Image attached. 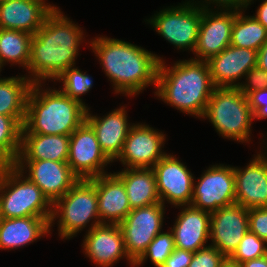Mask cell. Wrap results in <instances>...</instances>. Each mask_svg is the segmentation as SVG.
<instances>
[{
    "label": "cell",
    "mask_w": 267,
    "mask_h": 267,
    "mask_svg": "<svg viewBox=\"0 0 267 267\" xmlns=\"http://www.w3.org/2000/svg\"><path fill=\"white\" fill-rule=\"evenodd\" d=\"M83 35L84 31L56 6L31 39L29 80L32 83L55 81L64 70L76 66Z\"/></svg>",
    "instance_id": "6da1fadb"
},
{
    "label": "cell",
    "mask_w": 267,
    "mask_h": 267,
    "mask_svg": "<svg viewBox=\"0 0 267 267\" xmlns=\"http://www.w3.org/2000/svg\"><path fill=\"white\" fill-rule=\"evenodd\" d=\"M89 44L112 82L115 94L134 97L149 85L156 87L159 63L163 60L157 54L103 35L92 38Z\"/></svg>",
    "instance_id": "7a4b0ae2"
},
{
    "label": "cell",
    "mask_w": 267,
    "mask_h": 267,
    "mask_svg": "<svg viewBox=\"0 0 267 267\" xmlns=\"http://www.w3.org/2000/svg\"><path fill=\"white\" fill-rule=\"evenodd\" d=\"M159 63L155 95L180 112L202 118L216 88L208 62L179 60L171 67Z\"/></svg>",
    "instance_id": "3957f363"
},
{
    "label": "cell",
    "mask_w": 267,
    "mask_h": 267,
    "mask_svg": "<svg viewBox=\"0 0 267 267\" xmlns=\"http://www.w3.org/2000/svg\"><path fill=\"white\" fill-rule=\"evenodd\" d=\"M42 86L32 83L21 134L71 135L86 121L88 108L59 89Z\"/></svg>",
    "instance_id": "277c9868"
},
{
    "label": "cell",
    "mask_w": 267,
    "mask_h": 267,
    "mask_svg": "<svg viewBox=\"0 0 267 267\" xmlns=\"http://www.w3.org/2000/svg\"><path fill=\"white\" fill-rule=\"evenodd\" d=\"M51 216L52 203L35 183L13 164L0 167V218L41 217L50 223Z\"/></svg>",
    "instance_id": "5b68a950"
},
{
    "label": "cell",
    "mask_w": 267,
    "mask_h": 267,
    "mask_svg": "<svg viewBox=\"0 0 267 267\" xmlns=\"http://www.w3.org/2000/svg\"><path fill=\"white\" fill-rule=\"evenodd\" d=\"M202 118H207L224 138L242 143L251 141L254 115L247 96L238 87H216Z\"/></svg>",
    "instance_id": "8992f818"
},
{
    "label": "cell",
    "mask_w": 267,
    "mask_h": 267,
    "mask_svg": "<svg viewBox=\"0 0 267 267\" xmlns=\"http://www.w3.org/2000/svg\"><path fill=\"white\" fill-rule=\"evenodd\" d=\"M56 219L58 234L65 240L81 233L86 226H90L87 230L90 231L101 224L96 187L89 179H80L64 196L52 204L50 231ZM91 220V224L87 225Z\"/></svg>",
    "instance_id": "52a82bcc"
},
{
    "label": "cell",
    "mask_w": 267,
    "mask_h": 267,
    "mask_svg": "<svg viewBox=\"0 0 267 267\" xmlns=\"http://www.w3.org/2000/svg\"><path fill=\"white\" fill-rule=\"evenodd\" d=\"M201 16L202 8L194 0H187L175 7L163 8L146 21L175 48L194 52Z\"/></svg>",
    "instance_id": "ba28073f"
},
{
    "label": "cell",
    "mask_w": 267,
    "mask_h": 267,
    "mask_svg": "<svg viewBox=\"0 0 267 267\" xmlns=\"http://www.w3.org/2000/svg\"><path fill=\"white\" fill-rule=\"evenodd\" d=\"M165 207L160 202L132 209L119 224L126 253L134 263L147 250L153 239L163 230Z\"/></svg>",
    "instance_id": "9c48e42d"
},
{
    "label": "cell",
    "mask_w": 267,
    "mask_h": 267,
    "mask_svg": "<svg viewBox=\"0 0 267 267\" xmlns=\"http://www.w3.org/2000/svg\"><path fill=\"white\" fill-rule=\"evenodd\" d=\"M224 165H212L198 181L193 180L191 205L194 208L213 213L236 203L234 166Z\"/></svg>",
    "instance_id": "30bf717a"
},
{
    "label": "cell",
    "mask_w": 267,
    "mask_h": 267,
    "mask_svg": "<svg viewBox=\"0 0 267 267\" xmlns=\"http://www.w3.org/2000/svg\"><path fill=\"white\" fill-rule=\"evenodd\" d=\"M13 165L22 174H26L25 176L42 190L52 204L80 180L67 162L16 160Z\"/></svg>",
    "instance_id": "8fae6325"
},
{
    "label": "cell",
    "mask_w": 267,
    "mask_h": 267,
    "mask_svg": "<svg viewBox=\"0 0 267 267\" xmlns=\"http://www.w3.org/2000/svg\"><path fill=\"white\" fill-rule=\"evenodd\" d=\"M67 163L80 179L108 173L105 166L112 161L101 150L94 130L86 121L70 135Z\"/></svg>",
    "instance_id": "7c38bea8"
},
{
    "label": "cell",
    "mask_w": 267,
    "mask_h": 267,
    "mask_svg": "<svg viewBox=\"0 0 267 267\" xmlns=\"http://www.w3.org/2000/svg\"><path fill=\"white\" fill-rule=\"evenodd\" d=\"M156 175L157 192L161 203L173 206L191 205L193 174L178 157L166 154L152 168Z\"/></svg>",
    "instance_id": "4fadbf2b"
},
{
    "label": "cell",
    "mask_w": 267,
    "mask_h": 267,
    "mask_svg": "<svg viewBox=\"0 0 267 267\" xmlns=\"http://www.w3.org/2000/svg\"><path fill=\"white\" fill-rule=\"evenodd\" d=\"M166 136L147 124L135 123L124 142L117 158L126 169L153 168L167 153L162 150Z\"/></svg>",
    "instance_id": "5bb4252c"
},
{
    "label": "cell",
    "mask_w": 267,
    "mask_h": 267,
    "mask_svg": "<svg viewBox=\"0 0 267 267\" xmlns=\"http://www.w3.org/2000/svg\"><path fill=\"white\" fill-rule=\"evenodd\" d=\"M248 231L249 209L238 203L219 208L211 213L209 245L229 258Z\"/></svg>",
    "instance_id": "9a60e30c"
},
{
    "label": "cell",
    "mask_w": 267,
    "mask_h": 267,
    "mask_svg": "<svg viewBox=\"0 0 267 267\" xmlns=\"http://www.w3.org/2000/svg\"><path fill=\"white\" fill-rule=\"evenodd\" d=\"M236 18L235 10H206L202 16L198 31V40L192 59L209 61L230 45L231 30Z\"/></svg>",
    "instance_id": "2e32d148"
},
{
    "label": "cell",
    "mask_w": 267,
    "mask_h": 267,
    "mask_svg": "<svg viewBox=\"0 0 267 267\" xmlns=\"http://www.w3.org/2000/svg\"><path fill=\"white\" fill-rule=\"evenodd\" d=\"M82 244L83 252L96 267H112L124 257L134 267V262L126 253L123 234L118 224L95 226L86 232Z\"/></svg>",
    "instance_id": "e0dca14e"
},
{
    "label": "cell",
    "mask_w": 267,
    "mask_h": 267,
    "mask_svg": "<svg viewBox=\"0 0 267 267\" xmlns=\"http://www.w3.org/2000/svg\"><path fill=\"white\" fill-rule=\"evenodd\" d=\"M236 203L250 208L267 207V149L258 152L244 168L234 167Z\"/></svg>",
    "instance_id": "ac0fdd59"
},
{
    "label": "cell",
    "mask_w": 267,
    "mask_h": 267,
    "mask_svg": "<svg viewBox=\"0 0 267 267\" xmlns=\"http://www.w3.org/2000/svg\"><path fill=\"white\" fill-rule=\"evenodd\" d=\"M258 51L229 45L208 62L216 87L237 88L246 73L257 65Z\"/></svg>",
    "instance_id": "d6986e66"
},
{
    "label": "cell",
    "mask_w": 267,
    "mask_h": 267,
    "mask_svg": "<svg viewBox=\"0 0 267 267\" xmlns=\"http://www.w3.org/2000/svg\"><path fill=\"white\" fill-rule=\"evenodd\" d=\"M126 106L113 109L102 117L90 113L87 110L86 122L96 134L101 150L112 161H117L123 150L126 137L134 125L128 122Z\"/></svg>",
    "instance_id": "ffe728a7"
},
{
    "label": "cell",
    "mask_w": 267,
    "mask_h": 267,
    "mask_svg": "<svg viewBox=\"0 0 267 267\" xmlns=\"http://www.w3.org/2000/svg\"><path fill=\"white\" fill-rule=\"evenodd\" d=\"M56 5L45 0H9L0 2V28L34 35Z\"/></svg>",
    "instance_id": "44dd1931"
},
{
    "label": "cell",
    "mask_w": 267,
    "mask_h": 267,
    "mask_svg": "<svg viewBox=\"0 0 267 267\" xmlns=\"http://www.w3.org/2000/svg\"><path fill=\"white\" fill-rule=\"evenodd\" d=\"M182 208L170 230L174 236L175 248L190 252L207 247L210 239L211 213L194 208L192 205Z\"/></svg>",
    "instance_id": "7402d4cb"
},
{
    "label": "cell",
    "mask_w": 267,
    "mask_h": 267,
    "mask_svg": "<svg viewBox=\"0 0 267 267\" xmlns=\"http://www.w3.org/2000/svg\"><path fill=\"white\" fill-rule=\"evenodd\" d=\"M89 180L96 187L101 224L119 225L131 211L122 180L114 172Z\"/></svg>",
    "instance_id": "603a6c76"
},
{
    "label": "cell",
    "mask_w": 267,
    "mask_h": 267,
    "mask_svg": "<svg viewBox=\"0 0 267 267\" xmlns=\"http://www.w3.org/2000/svg\"><path fill=\"white\" fill-rule=\"evenodd\" d=\"M47 234L50 223L45 218H0V250L24 247Z\"/></svg>",
    "instance_id": "cb8c5ba5"
},
{
    "label": "cell",
    "mask_w": 267,
    "mask_h": 267,
    "mask_svg": "<svg viewBox=\"0 0 267 267\" xmlns=\"http://www.w3.org/2000/svg\"><path fill=\"white\" fill-rule=\"evenodd\" d=\"M70 135L21 134L17 160H51L67 162Z\"/></svg>",
    "instance_id": "d4e9b609"
},
{
    "label": "cell",
    "mask_w": 267,
    "mask_h": 267,
    "mask_svg": "<svg viewBox=\"0 0 267 267\" xmlns=\"http://www.w3.org/2000/svg\"><path fill=\"white\" fill-rule=\"evenodd\" d=\"M114 173L124 184L131 210L161 202L152 168H123Z\"/></svg>",
    "instance_id": "484cf974"
},
{
    "label": "cell",
    "mask_w": 267,
    "mask_h": 267,
    "mask_svg": "<svg viewBox=\"0 0 267 267\" xmlns=\"http://www.w3.org/2000/svg\"><path fill=\"white\" fill-rule=\"evenodd\" d=\"M31 86L27 75L0 77V115L14 118L23 127Z\"/></svg>",
    "instance_id": "4316f807"
},
{
    "label": "cell",
    "mask_w": 267,
    "mask_h": 267,
    "mask_svg": "<svg viewBox=\"0 0 267 267\" xmlns=\"http://www.w3.org/2000/svg\"><path fill=\"white\" fill-rule=\"evenodd\" d=\"M32 37L23 31L0 28V70L10 62L11 66L19 64L27 71Z\"/></svg>",
    "instance_id": "83f0119b"
},
{
    "label": "cell",
    "mask_w": 267,
    "mask_h": 267,
    "mask_svg": "<svg viewBox=\"0 0 267 267\" xmlns=\"http://www.w3.org/2000/svg\"><path fill=\"white\" fill-rule=\"evenodd\" d=\"M243 12L245 11H236L230 44L258 51L267 41V29L254 16L244 15Z\"/></svg>",
    "instance_id": "f1b7e54d"
},
{
    "label": "cell",
    "mask_w": 267,
    "mask_h": 267,
    "mask_svg": "<svg viewBox=\"0 0 267 267\" xmlns=\"http://www.w3.org/2000/svg\"><path fill=\"white\" fill-rule=\"evenodd\" d=\"M22 126L12 117L0 115V160L13 164L20 153Z\"/></svg>",
    "instance_id": "f546056e"
},
{
    "label": "cell",
    "mask_w": 267,
    "mask_h": 267,
    "mask_svg": "<svg viewBox=\"0 0 267 267\" xmlns=\"http://www.w3.org/2000/svg\"><path fill=\"white\" fill-rule=\"evenodd\" d=\"M93 78L86 74V72L81 71L78 67H70L67 70H64L54 81L62 82L63 87L61 86L60 91L70 98L77 100L84 104L87 108V104L83 102L81 95H85L90 91L93 86Z\"/></svg>",
    "instance_id": "4dcf8cb0"
},
{
    "label": "cell",
    "mask_w": 267,
    "mask_h": 267,
    "mask_svg": "<svg viewBox=\"0 0 267 267\" xmlns=\"http://www.w3.org/2000/svg\"><path fill=\"white\" fill-rule=\"evenodd\" d=\"M175 249L174 236L171 230H163L148 245L147 250L134 263V267L144 264L149 258L155 267H161Z\"/></svg>",
    "instance_id": "1f68e13d"
},
{
    "label": "cell",
    "mask_w": 267,
    "mask_h": 267,
    "mask_svg": "<svg viewBox=\"0 0 267 267\" xmlns=\"http://www.w3.org/2000/svg\"><path fill=\"white\" fill-rule=\"evenodd\" d=\"M266 254L267 242L249 230L228 260L240 265L243 262L260 258Z\"/></svg>",
    "instance_id": "d6a6232c"
},
{
    "label": "cell",
    "mask_w": 267,
    "mask_h": 267,
    "mask_svg": "<svg viewBox=\"0 0 267 267\" xmlns=\"http://www.w3.org/2000/svg\"><path fill=\"white\" fill-rule=\"evenodd\" d=\"M228 258L214 246L208 245L193 253L188 267H223Z\"/></svg>",
    "instance_id": "836d02e7"
},
{
    "label": "cell",
    "mask_w": 267,
    "mask_h": 267,
    "mask_svg": "<svg viewBox=\"0 0 267 267\" xmlns=\"http://www.w3.org/2000/svg\"><path fill=\"white\" fill-rule=\"evenodd\" d=\"M245 79L238 87L245 96L255 90L267 88V72L257 66L246 73Z\"/></svg>",
    "instance_id": "e575fe53"
},
{
    "label": "cell",
    "mask_w": 267,
    "mask_h": 267,
    "mask_svg": "<svg viewBox=\"0 0 267 267\" xmlns=\"http://www.w3.org/2000/svg\"><path fill=\"white\" fill-rule=\"evenodd\" d=\"M249 230L267 242V207L249 209Z\"/></svg>",
    "instance_id": "d590c367"
},
{
    "label": "cell",
    "mask_w": 267,
    "mask_h": 267,
    "mask_svg": "<svg viewBox=\"0 0 267 267\" xmlns=\"http://www.w3.org/2000/svg\"><path fill=\"white\" fill-rule=\"evenodd\" d=\"M254 119L267 118V88L255 90L247 95Z\"/></svg>",
    "instance_id": "8d00e7d4"
},
{
    "label": "cell",
    "mask_w": 267,
    "mask_h": 267,
    "mask_svg": "<svg viewBox=\"0 0 267 267\" xmlns=\"http://www.w3.org/2000/svg\"><path fill=\"white\" fill-rule=\"evenodd\" d=\"M198 2V3H197ZM195 3L202 9L211 10V4L216 5V9L220 10H247L248 0H202ZM210 6V7H209ZM218 6V7H217ZM221 6V7H220ZM209 7V8H208Z\"/></svg>",
    "instance_id": "74e56055"
},
{
    "label": "cell",
    "mask_w": 267,
    "mask_h": 267,
    "mask_svg": "<svg viewBox=\"0 0 267 267\" xmlns=\"http://www.w3.org/2000/svg\"><path fill=\"white\" fill-rule=\"evenodd\" d=\"M192 257L193 252L175 248L161 267H188Z\"/></svg>",
    "instance_id": "f35d334b"
},
{
    "label": "cell",
    "mask_w": 267,
    "mask_h": 267,
    "mask_svg": "<svg viewBox=\"0 0 267 267\" xmlns=\"http://www.w3.org/2000/svg\"><path fill=\"white\" fill-rule=\"evenodd\" d=\"M254 0H248L247 8L249 5H251V2ZM263 2L258 7L254 18L260 22L266 29H267V0H262Z\"/></svg>",
    "instance_id": "ab89813d"
},
{
    "label": "cell",
    "mask_w": 267,
    "mask_h": 267,
    "mask_svg": "<svg viewBox=\"0 0 267 267\" xmlns=\"http://www.w3.org/2000/svg\"><path fill=\"white\" fill-rule=\"evenodd\" d=\"M256 66L267 72V41L258 50Z\"/></svg>",
    "instance_id": "60d3db41"
},
{
    "label": "cell",
    "mask_w": 267,
    "mask_h": 267,
    "mask_svg": "<svg viewBox=\"0 0 267 267\" xmlns=\"http://www.w3.org/2000/svg\"><path fill=\"white\" fill-rule=\"evenodd\" d=\"M241 267H267V254L240 264Z\"/></svg>",
    "instance_id": "b9f144b4"
},
{
    "label": "cell",
    "mask_w": 267,
    "mask_h": 267,
    "mask_svg": "<svg viewBox=\"0 0 267 267\" xmlns=\"http://www.w3.org/2000/svg\"><path fill=\"white\" fill-rule=\"evenodd\" d=\"M223 267H241L240 265L238 264H234L232 262H230L229 260L224 264Z\"/></svg>",
    "instance_id": "7bdbcfd3"
},
{
    "label": "cell",
    "mask_w": 267,
    "mask_h": 267,
    "mask_svg": "<svg viewBox=\"0 0 267 267\" xmlns=\"http://www.w3.org/2000/svg\"><path fill=\"white\" fill-rule=\"evenodd\" d=\"M4 165V163L0 160V167H2Z\"/></svg>",
    "instance_id": "ee69618b"
}]
</instances>
